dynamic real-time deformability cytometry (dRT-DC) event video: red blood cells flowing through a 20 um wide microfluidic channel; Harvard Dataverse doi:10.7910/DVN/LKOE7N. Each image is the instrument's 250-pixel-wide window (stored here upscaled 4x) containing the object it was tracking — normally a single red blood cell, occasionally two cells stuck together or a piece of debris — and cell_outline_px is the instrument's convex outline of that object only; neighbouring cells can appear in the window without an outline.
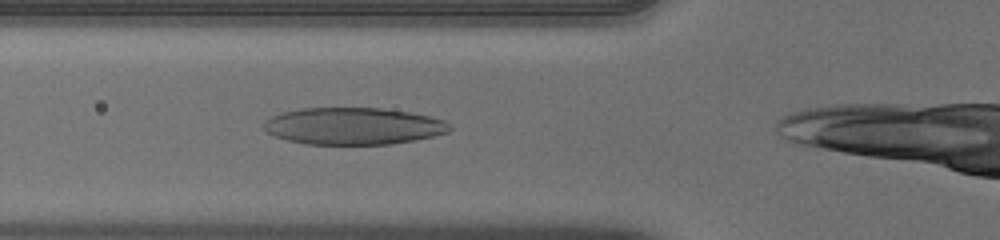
{"species": "human", "species_latin": "Homo sapiens", "temperature_condition": "warm", "stored_images_in_passage": 28, "camera_frame_rate_fps": 3000, "um_per_image_px": 0.085, "donor": {"sex": "male"}, "frame": {"image": 1, "passage_image": 5, "time_ms": 1.333, "image_size_px": [1000, 240], "cell_outline_px": [[452, 128], [448, 132], [416, 140], [388, 144], [304, 144], [288, 140], [276, 136], [268, 132], [264, 128], [264, 120], [272, 116], [284, 112], [300, 108], [380, 108], [408, 112], [428, 116], [444, 120]], "centroid_in_image_um": [30.02, 10.72], "position_along_channel_um": 95.8, "area_um2": 39.82}}
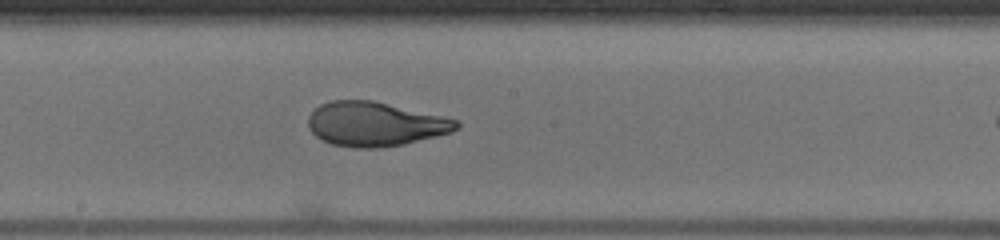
{"frame": {"image": 2, "passage_image": 14, "time_ms": 4.333, "image_size_px": [1000, 240], "cell_outline_px": [[460, 128], [452, 132], [404, 144], [376, 148], [356, 148], [332, 144], [316, 136], [308, 128], [308, 116], [320, 104], [332, 100], [372, 100], [440, 116], [456, 120], [460, 124]], "centroid_in_image_um": [31.86, 10.55], "position_along_channel_um": 216.3, "area_um2": 37.92}}
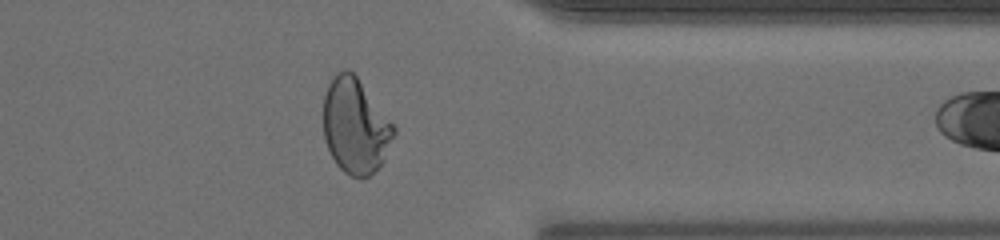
{"frame": {"image": 3, "passage_image": 27, "time_ms": 8.667, "image_size_px": [1000, 240], "cell_outline_px": [[396, 132], [384, 160], [368, 176], [352, 176], [344, 172], [336, 164], [324, 140], [324, 96], [328, 84], [336, 72], [348, 68], [356, 76], [396, 128]], "centroid_in_image_um": [30.19, 10.7], "position_along_channel_um": 381.2, "area_um2": 38.55}}